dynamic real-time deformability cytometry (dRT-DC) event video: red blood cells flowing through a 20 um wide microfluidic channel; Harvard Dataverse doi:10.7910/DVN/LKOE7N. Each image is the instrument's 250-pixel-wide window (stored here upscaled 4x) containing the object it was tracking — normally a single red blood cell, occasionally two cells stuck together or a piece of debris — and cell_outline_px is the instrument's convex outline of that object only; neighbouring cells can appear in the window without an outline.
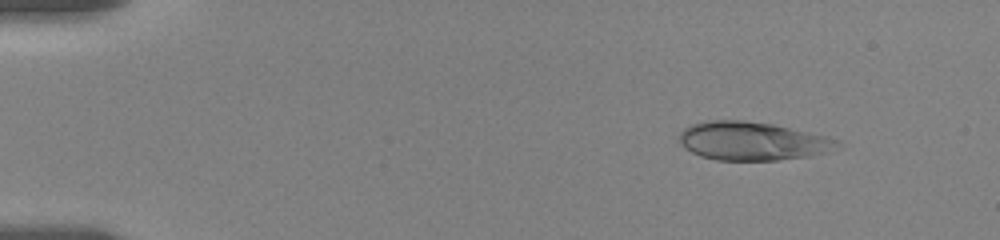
{"species": "human", "species_latin": "Homo sapiens", "temperature_condition": "room temperature", "stored_images_in_passage": 19, "camera_frame_rate_fps": 3000, "um_per_image_px": 0.085, "donor": {"sex": "female"}, "frame": {"image": 1, "passage_image": 4, "time_ms": 2.0, "image_size_px": [1000, 240], "cell_outline_px": [[840, 140], [824, 152], [808, 156], [776, 160], [716, 160], [700, 156], [684, 148], [680, 144], [680, 132], [684, 128], [692, 124], [708, 120], [744, 120], [772, 124], [828, 136]], "centroid_in_image_um": [63.86, 11.98], "position_along_channel_um": 21.1, "area_um2": 35.03}}
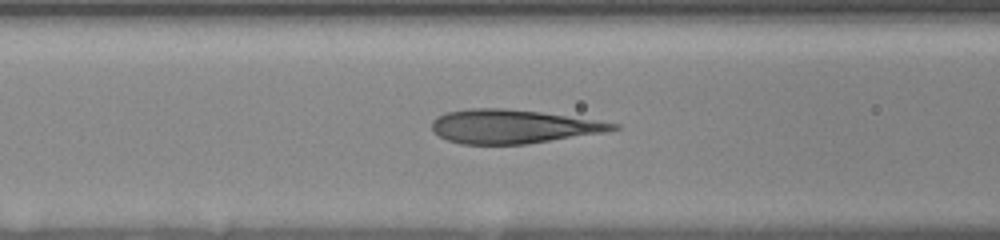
{"frame": {"image": 2, "passage_image": 13, "time_ms": 7.667, "image_size_px": [1000, 240], "cell_outline_px": [[620, 128], [604, 132], [528, 144], [460, 144], [448, 140], [432, 132], [432, 120], [436, 116], [444, 112], [468, 108], [504, 108], [540, 112], [596, 120], [620, 124]], "centroid_in_image_um": [43.54, 10.75], "position_along_channel_um": 123.1, "area_um2": 35.72}}
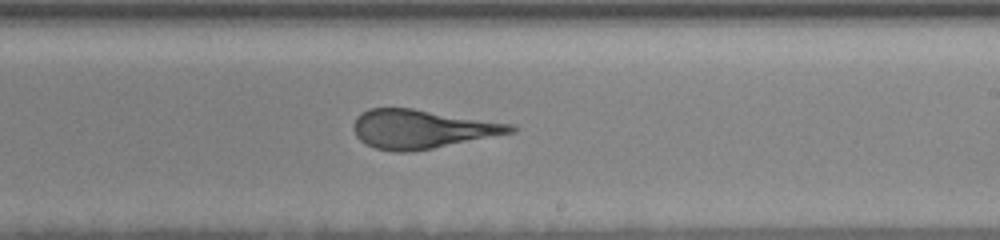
{"frame": {"image": 3, "passage_image": 19, "time_ms": 11.333, "image_size_px": [1000, 240], "cell_outline_px": [[516, 132], [432, 148], [408, 152], [396, 152], [376, 148], [364, 144], [356, 136], [352, 128], [352, 124], [356, 116], [360, 112], [368, 108], [412, 108], [516, 124]], "centroid_in_image_um": [35.83, 10.96], "position_along_channel_um": 253.2, "area_um2": 35.78}}